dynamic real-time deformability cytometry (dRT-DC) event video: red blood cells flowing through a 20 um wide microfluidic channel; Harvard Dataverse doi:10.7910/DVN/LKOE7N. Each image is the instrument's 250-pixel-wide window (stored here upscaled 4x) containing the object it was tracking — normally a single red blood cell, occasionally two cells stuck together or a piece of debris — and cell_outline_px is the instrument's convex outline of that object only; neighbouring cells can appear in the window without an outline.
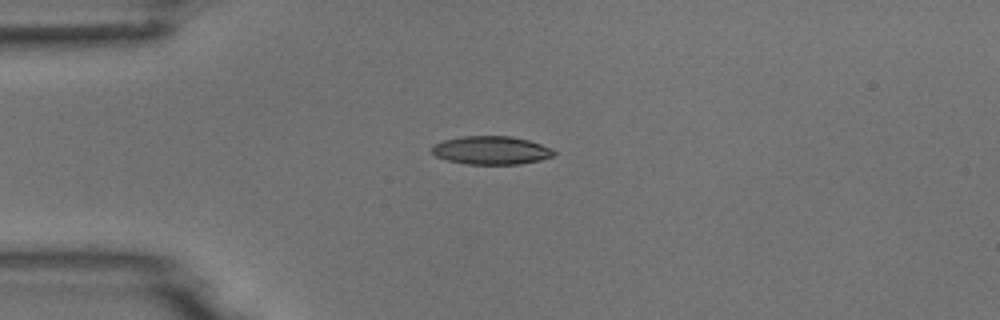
{"species": "common noctule bat (a hibernating species)", "species_latin": "Nyctalus noctula", "temperature_condition": "room temperature", "stored_images_in_passage": 5, "camera_frame_rate_fps": 3000, "um_per_image_px": 0.085, "animal": {"sex": "male", "body_mass_g": 18.8}, "frame": {"image": 1, "passage_image": 1, "time_ms": 0.0, "image_size_px": [1000, 320], "cell_outline_px": [[556, 152], [552, 156], [540, 160], [520, 164], [468, 164], [448, 160], [436, 156], [432, 152], [432, 148], [436, 144], [444, 140], [464, 136], [508, 136], [528, 140], [552, 148]], "centroid_in_image_um": [41.78, 12.78], "position_along_channel_um": 43.2, "area_um2": 19.88}}